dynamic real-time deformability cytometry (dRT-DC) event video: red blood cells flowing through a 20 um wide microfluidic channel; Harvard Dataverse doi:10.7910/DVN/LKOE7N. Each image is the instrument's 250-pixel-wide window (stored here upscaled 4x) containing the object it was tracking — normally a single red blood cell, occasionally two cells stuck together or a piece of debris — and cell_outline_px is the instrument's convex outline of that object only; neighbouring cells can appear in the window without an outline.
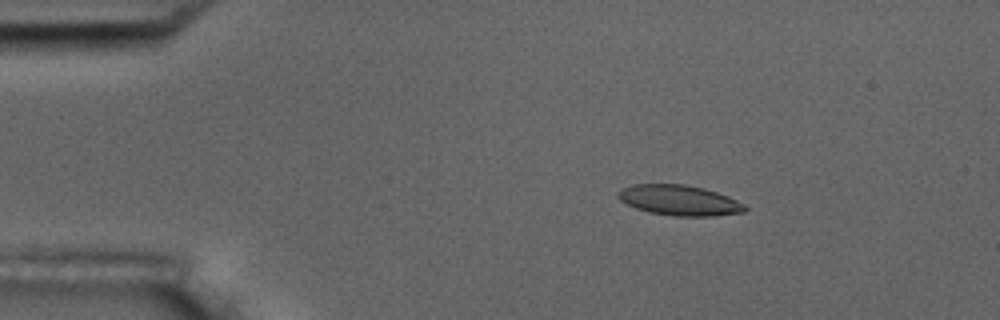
{"species": "common noctule bat (a hibernating species)", "species_latin": "Nyctalus noctula", "temperature_condition": "room temperature", "stored_images_in_passage": 5, "camera_frame_rate_fps": 3000, "um_per_image_px": 0.085, "animal": {"sex": "male", "body_mass_g": 17.5, "forearm_length_mm": 52.3}, "frame": {"image": 1, "passage_image": 3, "time_ms": 2.333, "image_size_px": [1000, 320], "cell_outline_px": [[748, 208], [744, 212], [712, 216], [672, 216], [652, 212], [636, 208], [620, 200], [616, 196], [616, 192], [632, 184], [684, 184], [704, 188], [728, 196], [744, 204]], "centroid_in_image_um": [57.74, 17.02], "position_along_channel_um": 27.3, "area_um2": 22.37}}